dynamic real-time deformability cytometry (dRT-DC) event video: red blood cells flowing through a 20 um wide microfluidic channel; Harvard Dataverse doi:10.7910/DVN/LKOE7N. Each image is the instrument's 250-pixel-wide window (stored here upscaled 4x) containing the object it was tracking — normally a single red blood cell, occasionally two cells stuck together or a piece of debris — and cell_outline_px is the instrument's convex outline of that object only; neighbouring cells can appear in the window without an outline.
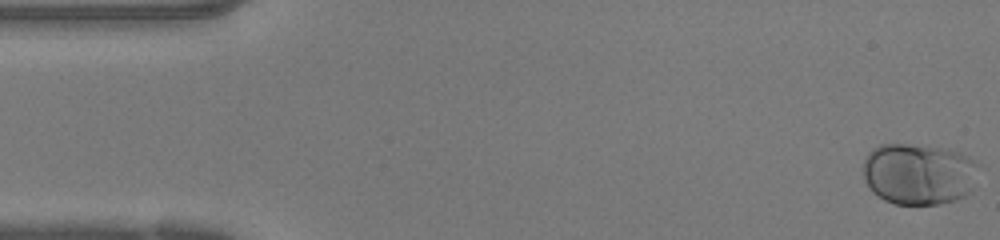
{"species": "human", "species_latin": "Homo sapiens", "temperature_condition": "warm", "stored_images_in_passage": 48, "camera_frame_rate_fps": 3000, "um_per_image_px": 0.085, "donor": {"sex": "female"}, "frame": {"image": 1, "passage_image": 1, "time_ms": 0.0, "image_size_px": [1000, 240], "cell_outline_px": [[984, 164], [972, 188], [964, 196], [956, 200], [940, 204], [896, 204], [884, 200], [872, 192], [868, 188], [864, 180], [864, 160], [868, 152], [872, 148], [880, 144], [908, 144], [944, 148], [960, 152]], "centroid_in_image_um": [78.14, 14.77], "position_along_channel_um": 6.9, "area_um2": 42.19}}
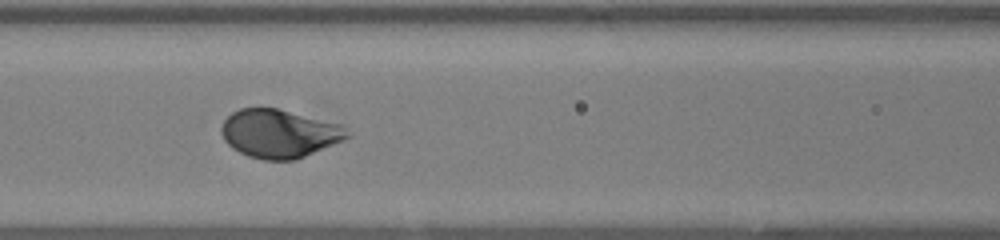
{"frame": {"image": 2, "passage_image": 20, "time_ms": 6.333, "image_size_px": [1000, 240], "cell_outline_px": [[352, 136], [344, 140], [296, 160], [264, 160], [248, 156], [232, 148], [224, 140], [220, 132], [220, 128], [224, 120], [232, 112], [240, 108], [276, 108], [340, 124]], "centroid_in_image_um": [23.71, 11.36], "position_along_channel_um": 142.9, "area_um2": 35.43}}
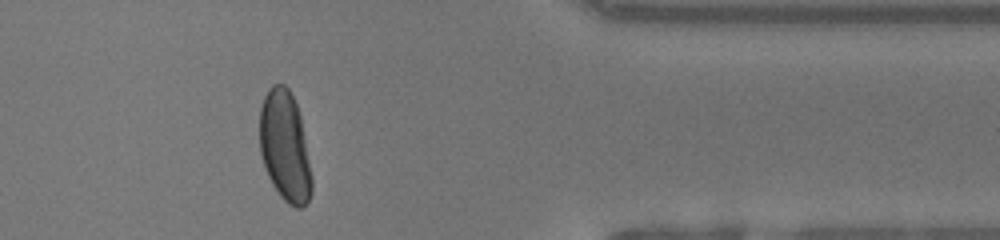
{"frame": {"image": 3, "passage_image": 39, "time_ms": 12.667, "image_size_px": [1000, 240], "cell_outline_px": [[312, 192], [308, 200], [300, 208], [296, 208], [288, 204], [280, 196], [272, 184], [264, 168], [260, 152], [260, 108], [264, 96], [268, 88], [272, 84], [284, 84], [288, 88], [296, 104], [300, 116], [312, 176]], "centroid_in_image_um": [24.2, 12.46], "position_along_channel_um": 387.2, "area_um2": 33.47}, "authors_computed_cell_mechanics": {"area_um2": 35.6337, "velocity_mm_per_s": 4.2292, "shape_relaxation_time_tau1_ms": 1.888, "shape_relaxation_time_tau2_ms": null, "deformation_change_tau1": 0.1473, "deformation_change_tau2": null}}